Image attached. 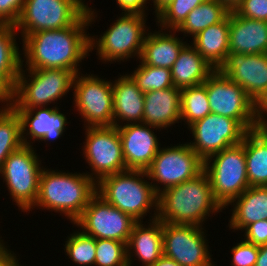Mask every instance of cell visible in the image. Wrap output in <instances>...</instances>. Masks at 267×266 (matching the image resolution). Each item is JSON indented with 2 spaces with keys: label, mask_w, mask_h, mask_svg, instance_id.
I'll use <instances>...</instances> for the list:
<instances>
[{
  "label": "cell",
  "mask_w": 267,
  "mask_h": 266,
  "mask_svg": "<svg viewBox=\"0 0 267 266\" xmlns=\"http://www.w3.org/2000/svg\"><path fill=\"white\" fill-rule=\"evenodd\" d=\"M229 13L230 10L217 0H206L187 15L176 32H182L183 37L190 36L192 39L208 26L223 21Z\"/></svg>",
  "instance_id": "30"
},
{
  "label": "cell",
  "mask_w": 267,
  "mask_h": 266,
  "mask_svg": "<svg viewBox=\"0 0 267 266\" xmlns=\"http://www.w3.org/2000/svg\"><path fill=\"white\" fill-rule=\"evenodd\" d=\"M106 79L91 72L75 75L73 108L81 116L84 127L113 126L112 80Z\"/></svg>",
  "instance_id": "10"
},
{
  "label": "cell",
  "mask_w": 267,
  "mask_h": 266,
  "mask_svg": "<svg viewBox=\"0 0 267 266\" xmlns=\"http://www.w3.org/2000/svg\"><path fill=\"white\" fill-rule=\"evenodd\" d=\"M122 13H139L148 15L150 9L148 0H115Z\"/></svg>",
  "instance_id": "42"
},
{
  "label": "cell",
  "mask_w": 267,
  "mask_h": 266,
  "mask_svg": "<svg viewBox=\"0 0 267 266\" xmlns=\"http://www.w3.org/2000/svg\"><path fill=\"white\" fill-rule=\"evenodd\" d=\"M73 231L66 237L63 245L67 259L77 266H94L96 239L80 229H73Z\"/></svg>",
  "instance_id": "33"
},
{
  "label": "cell",
  "mask_w": 267,
  "mask_h": 266,
  "mask_svg": "<svg viewBox=\"0 0 267 266\" xmlns=\"http://www.w3.org/2000/svg\"><path fill=\"white\" fill-rule=\"evenodd\" d=\"M0 105V109H10L14 105V87L3 76H0Z\"/></svg>",
  "instance_id": "43"
},
{
  "label": "cell",
  "mask_w": 267,
  "mask_h": 266,
  "mask_svg": "<svg viewBox=\"0 0 267 266\" xmlns=\"http://www.w3.org/2000/svg\"><path fill=\"white\" fill-rule=\"evenodd\" d=\"M96 193V183L85 172L44 167L39 180L38 196L32 209L60 213L72 223L82 214Z\"/></svg>",
  "instance_id": "3"
},
{
  "label": "cell",
  "mask_w": 267,
  "mask_h": 266,
  "mask_svg": "<svg viewBox=\"0 0 267 266\" xmlns=\"http://www.w3.org/2000/svg\"><path fill=\"white\" fill-rule=\"evenodd\" d=\"M86 0H25L15 28L20 35L74 25L91 7Z\"/></svg>",
  "instance_id": "9"
},
{
  "label": "cell",
  "mask_w": 267,
  "mask_h": 266,
  "mask_svg": "<svg viewBox=\"0 0 267 266\" xmlns=\"http://www.w3.org/2000/svg\"><path fill=\"white\" fill-rule=\"evenodd\" d=\"M229 206L232 213L227 227L233 232L242 231L253 222L267 220V186H250L224 210Z\"/></svg>",
  "instance_id": "25"
},
{
  "label": "cell",
  "mask_w": 267,
  "mask_h": 266,
  "mask_svg": "<svg viewBox=\"0 0 267 266\" xmlns=\"http://www.w3.org/2000/svg\"><path fill=\"white\" fill-rule=\"evenodd\" d=\"M255 266H267V244L259 246V255Z\"/></svg>",
  "instance_id": "46"
},
{
  "label": "cell",
  "mask_w": 267,
  "mask_h": 266,
  "mask_svg": "<svg viewBox=\"0 0 267 266\" xmlns=\"http://www.w3.org/2000/svg\"><path fill=\"white\" fill-rule=\"evenodd\" d=\"M204 171V161L187 142L161 147L146 170L157 194L191 180Z\"/></svg>",
  "instance_id": "11"
},
{
  "label": "cell",
  "mask_w": 267,
  "mask_h": 266,
  "mask_svg": "<svg viewBox=\"0 0 267 266\" xmlns=\"http://www.w3.org/2000/svg\"><path fill=\"white\" fill-rule=\"evenodd\" d=\"M94 266H128L127 244L113 239H96Z\"/></svg>",
  "instance_id": "36"
},
{
  "label": "cell",
  "mask_w": 267,
  "mask_h": 266,
  "mask_svg": "<svg viewBox=\"0 0 267 266\" xmlns=\"http://www.w3.org/2000/svg\"><path fill=\"white\" fill-rule=\"evenodd\" d=\"M235 12L246 18L267 21V0H243Z\"/></svg>",
  "instance_id": "38"
},
{
  "label": "cell",
  "mask_w": 267,
  "mask_h": 266,
  "mask_svg": "<svg viewBox=\"0 0 267 266\" xmlns=\"http://www.w3.org/2000/svg\"><path fill=\"white\" fill-rule=\"evenodd\" d=\"M187 128L193 138L187 143L203 161L223 149L240 144L248 132L237 120L214 113Z\"/></svg>",
  "instance_id": "16"
},
{
  "label": "cell",
  "mask_w": 267,
  "mask_h": 266,
  "mask_svg": "<svg viewBox=\"0 0 267 266\" xmlns=\"http://www.w3.org/2000/svg\"><path fill=\"white\" fill-rule=\"evenodd\" d=\"M211 113L206 86L200 84L181 89V124L186 128Z\"/></svg>",
  "instance_id": "31"
},
{
  "label": "cell",
  "mask_w": 267,
  "mask_h": 266,
  "mask_svg": "<svg viewBox=\"0 0 267 266\" xmlns=\"http://www.w3.org/2000/svg\"><path fill=\"white\" fill-rule=\"evenodd\" d=\"M215 69L203 56L187 43L179 52L171 68L172 83L175 88L184 89L203 84Z\"/></svg>",
  "instance_id": "26"
},
{
  "label": "cell",
  "mask_w": 267,
  "mask_h": 266,
  "mask_svg": "<svg viewBox=\"0 0 267 266\" xmlns=\"http://www.w3.org/2000/svg\"><path fill=\"white\" fill-rule=\"evenodd\" d=\"M190 44L215 70L219 69L229 54V15L202 30Z\"/></svg>",
  "instance_id": "27"
},
{
  "label": "cell",
  "mask_w": 267,
  "mask_h": 266,
  "mask_svg": "<svg viewBox=\"0 0 267 266\" xmlns=\"http://www.w3.org/2000/svg\"><path fill=\"white\" fill-rule=\"evenodd\" d=\"M137 66L129 75L143 93L173 87L171 69L149 66L140 61Z\"/></svg>",
  "instance_id": "34"
},
{
  "label": "cell",
  "mask_w": 267,
  "mask_h": 266,
  "mask_svg": "<svg viewBox=\"0 0 267 266\" xmlns=\"http://www.w3.org/2000/svg\"><path fill=\"white\" fill-rule=\"evenodd\" d=\"M136 222L95 193L73 224L95 239H113L127 244Z\"/></svg>",
  "instance_id": "14"
},
{
  "label": "cell",
  "mask_w": 267,
  "mask_h": 266,
  "mask_svg": "<svg viewBox=\"0 0 267 266\" xmlns=\"http://www.w3.org/2000/svg\"><path fill=\"white\" fill-rule=\"evenodd\" d=\"M217 1L225 5L230 11H235L237 7L243 2V0H217Z\"/></svg>",
  "instance_id": "48"
},
{
  "label": "cell",
  "mask_w": 267,
  "mask_h": 266,
  "mask_svg": "<svg viewBox=\"0 0 267 266\" xmlns=\"http://www.w3.org/2000/svg\"><path fill=\"white\" fill-rule=\"evenodd\" d=\"M211 113L237 120L247 131L256 128L254 102L245 90L216 69L203 83Z\"/></svg>",
  "instance_id": "15"
},
{
  "label": "cell",
  "mask_w": 267,
  "mask_h": 266,
  "mask_svg": "<svg viewBox=\"0 0 267 266\" xmlns=\"http://www.w3.org/2000/svg\"><path fill=\"white\" fill-rule=\"evenodd\" d=\"M231 266H255L259 255V246L240 240L231 249Z\"/></svg>",
  "instance_id": "37"
},
{
  "label": "cell",
  "mask_w": 267,
  "mask_h": 266,
  "mask_svg": "<svg viewBox=\"0 0 267 266\" xmlns=\"http://www.w3.org/2000/svg\"><path fill=\"white\" fill-rule=\"evenodd\" d=\"M147 15L139 13H122L107 30L99 36L90 34V52H96L103 64L139 60L144 39L150 30L147 27Z\"/></svg>",
  "instance_id": "5"
},
{
  "label": "cell",
  "mask_w": 267,
  "mask_h": 266,
  "mask_svg": "<svg viewBox=\"0 0 267 266\" xmlns=\"http://www.w3.org/2000/svg\"><path fill=\"white\" fill-rule=\"evenodd\" d=\"M214 199L224 209L250 187L247 178L244 138L240 144L223 149L204 161Z\"/></svg>",
  "instance_id": "8"
},
{
  "label": "cell",
  "mask_w": 267,
  "mask_h": 266,
  "mask_svg": "<svg viewBox=\"0 0 267 266\" xmlns=\"http://www.w3.org/2000/svg\"><path fill=\"white\" fill-rule=\"evenodd\" d=\"M218 70L240 85L253 102L267 90V53H229Z\"/></svg>",
  "instance_id": "17"
},
{
  "label": "cell",
  "mask_w": 267,
  "mask_h": 266,
  "mask_svg": "<svg viewBox=\"0 0 267 266\" xmlns=\"http://www.w3.org/2000/svg\"><path fill=\"white\" fill-rule=\"evenodd\" d=\"M229 53H267V21L229 13Z\"/></svg>",
  "instance_id": "22"
},
{
  "label": "cell",
  "mask_w": 267,
  "mask_h": 266,
  "mask_svg": "<svg viewBox=\"0 0 267 266\" xmlns=\"http://www.w3.org/2000/svg\"><path fill=\"white\" fill-rule=\"evenodd\" d=\"M149 2L153 3V15L156 17L165 7L173 0H148ZM153 1V2H152Z\"/></svg>",
  "instance_id": "45"
},
{
  "label": "cell",
  "mask_w": 267,
  "mask_h": 266,
  "mask_svg": "<svg viewBox=\"0 0 267 266\" xmlns=\"http://www.w3.org/2000/svg\"><path fill=\"white\" fill-rule=\"evenodd\" d=\"M244 149L249 185L267 186V128L248 131Z\"/></svg>",
  "instance_id": "28"
},
{
  "label": "cell",
  "mask_w": 267,
  "mask_h": 266,
  "mask_svg": "<svg viewBox=\"0 0 267 266\" xmlns=\"http://www.w3.org/2000/svg\"><path fill=\"white\" fill-rule=\"evenodd\" d=\"M75 75V72L64 69H20L13 108L29 110L50 104L57 107L58 101L73 90Z\"/></svg>",
  "instance_id": "6"
},
{
  "label": "cell",
  "mask_w": 267,
  "mask_h": 266,
  "mask_svg": "<svg viewBox=\"0 0 267 266\" xmlns=\"http://www.w3.org/2000/svg\"><path fill=\"white\" fill-rule=\"evenodd\" d=\"M206 0H173L155 18L158 28L177 30L187 15ZM160 26V27H159Z\"/></svg>",
  "instance_id": "35"
},
{
  "label": "cell",
  "mask_w": 267,
  "mask_h": 266,
  "mask_svg": "<svg viewBox=\"0 0 267 266\" xmlns=\"http://www.w3.org/2000/svg\"><path fill=\"white\" fill-rule=\"evenodd\" d=\"M206 231L197 225L163 222V255L181 266H217Z\"/></svg>",
  "instance_id": "13"
},
{
  "label": "cell",
  "mask_w": 267,
  "mask_h": 266,
  "mask_svg": "<svg viewBox=\"0 0 267 266\" xmlns=\"http://www.w3.org/2000/svg\"><path fill=\"white\" fill-rule=\"evenodd\" d=\"M162 255L163 222L158 219L136 222L127 243L128 266H132L135 260H138L139 264L141 262L142 266H151Z\"/></svg>",
  "instance_id": "20"
},
{
  "label": "cell",
  "mask_w": 267,
  "mask_h": 266,
  "mask_svg": "<svg viewBox=\"0 0 267 266\" xmlns=\"http://www.w3.org/2000/svg\"><path fill=\"white\" fill-rule=\"evenodd\" d=\"M33 146L22 145L9 154L0 170L9 196L19 211L27 213L35 204L41 172L44 168L42 160ZM42 165V166H41Z\"/></svg>",
  "instance_id": "7"
},
{
  "label": "cell",
  "mask_w": 267,
  "mask_h": 266,
  "mask_svg": "<svg viewBox=\"0 0 267 266\" xmlns=\"http://www.w3.org/2000/svg\"><path fill=\"white\" fill-rule=\"evenodd\" d=\"M151 266H181L175 260L162 255L153 265Z\"/></svg>",
  "instance_id": "47"
},
{
  "label": "cell",
  "mask_w": 267,
  "mask_h": 266,
  "mask_svg": "<svg viewBox=\"0 0 267 266\" xmlns=\"http://www.w3.org/2000/svg\"><path fill=\"white\" fill-rule=\"evenodd\" d=\"M244 238H241L248 243L261 246L267 244V220H260L247 225L241 233Z\"/></svg>",
  "instance_id": "40"
},
{
  "label": "cell",
  "mask_w": 267,
  "mask_h": 266,
  "mask_svg": "<svg viewBox=\"0 0 267 266\" xmlns=\"http://www.w3.org/2000/svg\"><path fill=\"white\" fill-rule=\"evenodd\" d=\"M98 12L91 8L74 25L63 29L19 35L23 44L21 69H64L81 73L82 62L90 56L87 30L96 23Z\"/></svg>",
  "instance_id": "1"
},
{
  "label": "cell",
  "mask_w": 267,
  "mask_h": 266,
  "mask_svg": "<svg viewBox=\"0 0 267 266\" xmlns=\"http://www.w3.org/2000/svg\"><path fill=\"white\" fill-rule=\"evenodd\" d=\"M23 145L21 120L14 108L0 109V170L10 153Z\"/></svg>",
  "instance_id": "32"
},
{
  "label": "cell",
  "mask_w": 267,
  "mask_h": 266,
  "mask_svg": "<svg viewBox=\"0 0 267 266\" xmlns=\"http://www.w3.org/2000/svg\"><path fill=\"white\" fill-rule=\"evenodd\" d=\"M143 123L159 132L181 123V90L173 86L145 92Z\"/></svg>",
  "instance_id": "21"
},
{
  "label": "cell",
  "mask_w": 267,
  "mask_h": 266,
  "mask_svg": "<svg viewBox=\"0 0 267 266\" xmlns=\"http://www.w3.org/2000/svg\"><path fill=\"white\" fill-rule=\"evenodd\" d=\"M15 25H0V76L14 88L22 66V50L18 46Z\"/></svg>",
  "instance_id": "29"
},
{
  "label": "cell",
  "mask_w": 267,
  "mask_h": 266,
  "mask_svg": "<svg viewBox=\"0 0 267 266\" xmlns=\"http://www.w3.org/2000/svg\"><path fill=\"white\" fill-rule=\"evenodd\" d=\"M256 128H267V90L254 101Z\"/></svg>",
  "instance_id": "41"
},
{
  "label": "cell",
  "mask_w": 267,
  "mask_h": 266,
  "mask_svg": "<svg viewBox=\"0 0 267 266\" xmlns=\"http://www.w3.org/2000/svg\"><path fill=\"white\" fill-rule=\"evenodd\" d=\"M82 155L89 171L85 172L95 183L105 176L127 170L122 142L115 126L85 127Z\"/></svg>",
  "instance_id": "12"
},
{
  "label": "cell",
  "mask_w": 267,
  "mask_h": 266,
  "mask_svg": "<svg viewBox=\"0 0 267 266\" xmlns=\"http://www.w3.org/2000/svg\"><path fill=\"white\" fill-rule=\"evenodd\" d=\"M176 33L175 30L163 31L159 28L157 31L149 30L138 61L149 66L171 69L179 52L188 43Z\"/></svg>",
  "instance_id": "24"
},
{
  "label": "cell",
  "mask_w": 267,
  "mask_h": 266,
  "mask_svg": "<svg viewBox=\"0 0 267 266\" xmlns=\"http://www.w3.org/2000/svg\"><path fill=\"white\" fill-rule=\"evenodd\" d=\"M96 193L137 222L148 214V221L157 219L158 194L146 171L125 170L105 176L96 183Z\"/></svg>",
  "instance_id": "4"
},
{
  "label": "cell",
  "mask_w": 267,
  "mask_h": 266,
  "mask_svg": "<svg viewBox=\"0 0 267 266\" xmlns=\"http://www.w3.org/2000/svg\"><path fill=\"white\" fill-rule=\"evenodd\" d=\"M127 170L146 171L161 148L157 128L141 123L117 127Z\"/></svg>",
  "instance_id": "19"
},
{
  "label": "cell",
  "mask_w": 267,
  "mask_h": 266,
  "mask_svg": "<svg viewBox=\"0 0 267 266\" xmlns=\"http://www.w3.org/2000/svg\"><path fill=\"white\" fill-rule=\"evenodd\" d=\"M60 106L35 107L29 110H15L21 120L23 145L33 146L36 141L55 142L63 137L69 121ZM34 142V143H33Z\"/></svg>",
  "instance_id": "18"
},
{
  "label": "cell",
  "mask_w": 267,
  "mask_h": 266,
  "mask_svg": "<svg viewBox=\"0 0 267 266\" xmlns=\"http://www.w3.org/2000/svg\"><path fill=\"white\" fill-rule=\"evenodd\" d=\"M25 0H0V25H15Z\"/></svg>",
  "instance_id": "39"
},
{
  "label": "cell",
  "mask_w": 267,
  "mask_h": 266,
  "mask_svg": "<svg viewBox=\"0 0 267 266\" xmlns=\"http://www.w3.org/2000/svg\"><path fill=\"white\" fill-rule=\"evenodd\" d=\"M112 92L113 126L143 122L144 93L128 73L112 80Z\"/></svg>",
  "instance_id": "23"
},
{
  "label": "cell",
  "mask_w": 267,
  "mask_h": 266,
  "mask_svg": "<svg viewBox=\"0 0 267 266\" xmlns=\"http://www.w3.org/2000/svg\"><path fill=\"white\" fill-rule=\"evenodd\" d=\"M5 243L8 242H5L0 235V266H24V264L21 265L17 254L9 249V245L7 246Z\"/></svg>",
  "instance_id": "44"
},
{
  "label": "cell",
  "mask_w": 267,
  "mask_h": 266,
  "mask_svg": "<svg viewBox=\"0 0 267 266\" xmlns=\"http://www.w3.org/2000/svg\"><path fill=\"white\" fill-rule=\"evenodd\" d=\"M222 210L224 209L213 197L205 171L158 194L157 219L162 222L204 227L207 219L209 221Z\"/></svg>",
  "instance_id": "2"
}]
</instances>
